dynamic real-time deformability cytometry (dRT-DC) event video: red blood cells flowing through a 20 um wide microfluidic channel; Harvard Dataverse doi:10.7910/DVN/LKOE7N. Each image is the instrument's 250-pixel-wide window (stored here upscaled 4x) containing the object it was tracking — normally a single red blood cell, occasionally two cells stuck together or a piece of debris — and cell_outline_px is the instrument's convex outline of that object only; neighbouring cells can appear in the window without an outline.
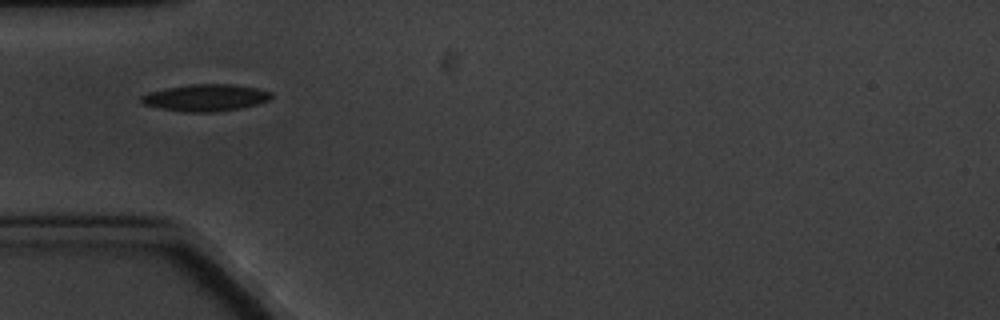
{"species": "common noctule bat (a hibernating species)", "species_latin": "Nyctalus noctula", "temperature_condition": "cold", "stored_images_in_passage": 2, "camera_frame_rate_fps": 3000, "um_per_image_px": 0.085, "animal": {"sex": "male", "body_mass_g": 20.1, "forearm_length_mm": 53.5}, "frame": {"image": 1, "passage_image": 1, "time_ms": 0.0, "image_size_px": [1000, 320], "cell_outline_px": [[272, 96], [268, 100], [256, 104], [240, 108], [216, 112], [184, 112], [160, 108], [144, 104], [140, 100], [140, 96], [148, 92], [164, 88], [192, 84], [232, 84], [256, 88], [272, 92]], "centroid_in_image_um": [17.45, 8.3], "position_along_channel_um": 67.6, "area_um2": 20.35}}